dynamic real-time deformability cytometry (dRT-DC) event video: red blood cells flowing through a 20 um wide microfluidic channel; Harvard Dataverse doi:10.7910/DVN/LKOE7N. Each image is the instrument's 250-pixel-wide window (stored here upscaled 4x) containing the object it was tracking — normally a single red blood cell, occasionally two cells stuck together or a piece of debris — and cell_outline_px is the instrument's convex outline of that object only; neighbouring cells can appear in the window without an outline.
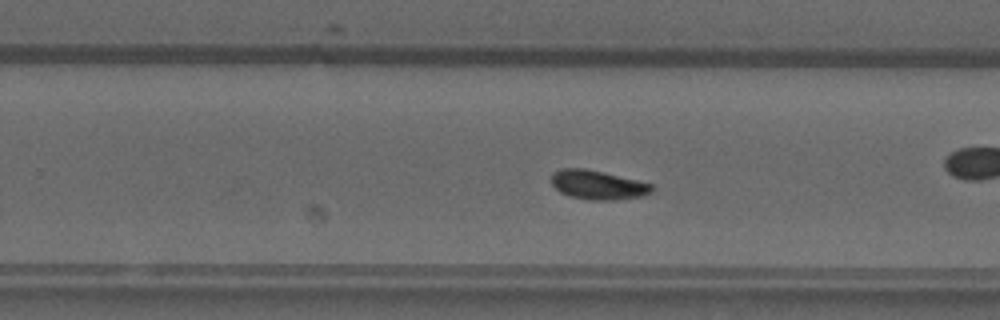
{"species": "common noctule bat (a hibernating species)", "species_latin": "Nyctalus noctula", "temperature_condition": "warm", "stored_images_in_passage": 48, "camera_frame_rate_fps": 3000, "um_per_image_px": 0.085, "animal": {"sex": "male", "forearm_length_mm": 52.5}, "frame": {"image": 1, "passage_image": 28, "time_ms": 9.0, "image_size_px": [1000, 320], "cell_outline_px": [[656, 188], [652, 192], [640, 196], [616, 200], [588, 200], [568, 196], [560, 192], [552, 184], [552, 172], [560, 168], [584, 168], [604, 172], [652, 184]], "centroid_in_image_um": [50.8, 15.72], "position_along_channel_um": 279.0, "area_um2": 17.17}}
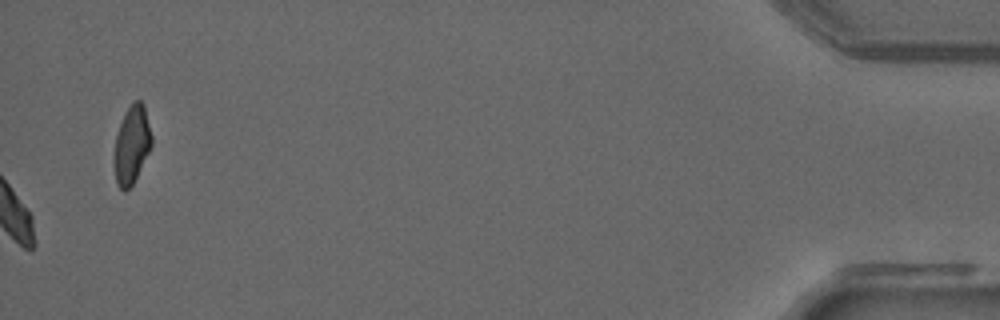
{"frame": {"image": 2, "passage_image": 48, "time_ms": 15.667, "image_size_px": [1000, 320], "cell_outline_px": [[152, 144], [132, 184], [124, 192], [116, 184], [112, 164], [112, 160], [116, 136], [124, 112], [132, 100], [140, 100], [144, 104], [152, 136]], "centroid_in_image_um": [11.16, 12.28], "position_along_channel_um": 424.0, "area_um2": 17.22}, "authors_computed_cell_mechanics": {"area_um2": 16.5886, "velocity_mm_per_s": 3.9498, "shape_relaxation_time_tau1_ms": 5.4015, "shape_relaxation_time_tau2_ms": 2.0944, "deformation_change_tau1": 0.1381, "deformation_change_tau2": 0.0488}}